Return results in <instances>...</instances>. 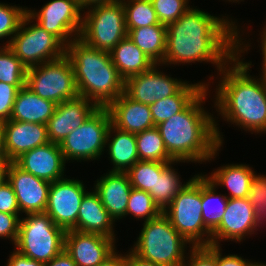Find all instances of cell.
Segmentation results:
<instances>
[{
  "label": "cell",
  "instance_id": "1",
  "mask_svg": "<svg viewBox=\"0 0 266 266\" xmlns=\"http://www.w3.org/2000/svg\"><path fill=\"white\" fill-rule=\"evenodd\" d=\"M231 21V22H230ZM189 8L167 26L163 64L211 62L220 72L237 55L235 21Z\"/></svg>",
  "mask_w": 266,
  "mask_h": 266
},
{
  "label": "cell",
  "instance_id": "2",
  "mask_svg": "<svg viewBox=\"0 0 266 266\" xmlns=\"http://www.w3.org/2000/svg\"><path fill=\"white\" fill-rule=\"evenodd\" d=\"M241 42L237 36V55L230 63L233 67L228 63L219 72L223 76L216 88L215 108L225 121L245 131L266 133V82L251 77L248 70L252 64L239 60L243 49L250 46Z\"/></svg>",
  "mask_w": 266,
  "mask_h": 266
},
{
  "label": "cell",
  "instance_id": "3",
  "mask_svg": "<svg viewBox=\"0 0 266 266\" xmlns=\"http://www.w3.org/2000/svg\"><path fill=\"white\" fill-rule=\"evenodd\" d=\"M206 86L181 112L158 124L168 154L174 160L200 162L211 160L223 143L218 124L202 107Z\"/></svg>",
  "mask_w": 266,
  "mask_h": 266
},
{
  "label": "cell",
  "instance_id": "4",
  "mask_svg": "<svg viewBox=\"0 0 266 266\" xmlns=\"http://www.w3.org/2000/svg\"><path fill=\"white\" fill-rule=\"evenodd\" d=\"M79 96L108 107L124 93L125 80L112 63L110 52L92 48L76 38L66 46Z\"/></svg>",
  "mask_w": 266,
  "mask_h": 266
},
{
  "label": "cell",
  "instance_id": "5",
  "mask_svg": "<svg viewBox=\"0 0 266 266\" xmlns=\"http://www.w3.org/2000/svg\"><path fill=\"white\" fill-rule=\"evenodd\" d=\"M131 251L140 258L163 266H181L186 244H190L161 213L147 222Z\"/></svg>",
  "mask_w": 266,
  "mask_h": 266
},
{
  "label": "cell",
  "instance_id": "6",
  "mask_svg": "<svg viewBox=\"0 0 266 266\" xmlns=\"http://www.w3.org/2000/svg\"><path fill=\"white\" fill-rule=\"evenodd\" d=\"M162 213L192 247L211 245L212 232L202 219L201 175H194Z\"/></svg>",
  "mask_w": 266,
  "mask_h": 266
},
{
  "label": "cell",
  "instance_id": "7",
  "mask_svg": "<svg viewBox=\"0 0 266 266\" xmlns=\"http://www.w3.org/2000/svg\"><path fill=\"white\" fill-rule=\"evenodd\" d=\"M20 219L15 250L41 263H48L64 250L65 230L46 212L27 214Z\"/></svg>",
  "mask_w": 266,
  "mask_h": 266
},
{
  "label": "cell",
  "instance_id": "8",
  "mask_svg": "<svg viewBox=\"0 0 266 266\" xmlns=\"http://www.w3.org/2000/svg\"><path fill=\"white\" fill-rule=\"evenodd\" d=\"M89 7L86 8L89 11L83 14L79 39L92 48L110 52L121 40L127 37L122 0L95 4Z\"/></svg>",
  "mask_w": 266,
  "mask_h": 266
},
{
  "label": "cell",
  "instance_id": "9",
  "mask_svg": "<svg viewBox=\"0 0 266 266\" xmlns=\"http://www.w3.org/2000/svg\"><path fill=\"white\" fill-rule=\"evenodd\" d=\"M32 18L26 14L12 39L8 38V46L17 58L27 67L55 61L62 58L66 46L52 33L47 32L38 23L27 26Z\"/></svg>",
  "mask_w": 266,
  "mask_h": 266
},
{
  "label": "cell",
  "instance_id": "10",
  "mask_svg": "<svg viewBox=\"0 0 266 266\" xmlns=\"http://www.w3.org/2000/svg\"><path fill=\"white\" fill-rule=\"evenodd\" d=\"M26 86L43 99L56 104L79 96L71 60L64 55L27 69Z\"/></svg>",
  "mask_w": 266,
  "mask_h": 266
},
{
  "label": "cell",
  "instance_id": "11",
  "mask_svg": "<svg viewBox=\"0 0 266 266\" xmlns=\"http://www.w3.org/2000/svg\"><path fill=\"white\" fill-rule=\"evenodd\" d=\"M112 124L107 107H98L77 129L73 130L59 146L66 161L95 160L102 155L107 133Z\"/></svg>",
  "mask_w": 266,
  "mask_h": 266
},
{
  "label": "cell",
  "instance_id": "12",
  "mask_svg": "<svg viewBox=\"0 0 266 266\" xmlns=\"http://www.w3.org/2000/svg\"><path fill=\"white\" fill-rule=\"evenodd\" d=\"M81 11L84 10L78 0H52L43 5L39 12L27 10V14L32 22L36 19L42 28L67 46L72 40L79 38L83 19Z\"/></svg>",
  "mask_w": 266,
  "mask_h": 266
},
{
  "label": "cell",
  "instance_id": "13",
  "mask_svg": "<svg viewBox=\"0 0 266 266\" xmlns=\"http://www.w3.org/2000/svg\"><path fill=\"white\" fill-rule=\"evenodd\" d=\"M86 192L83 182L74 178L52 182L45 212L65 231L77 230V216Z\"/></svg>",
  "mask_w": 266,
  "mask_h": 266
},
{
  "label": "cell",
  "instance_id": "14",
  "mask_svg": "<svg viewBox=\"0 0 266 266\" xmlns=\"http://www.w3.org/2000/svg\"><path fill=\"white\" fill-rule=\"evenodd\" d=\"M156 68L157 64L148 71L127 78L124 93L136 102L151 105L176 94L187 83L169 77Z\"/></svg>",
  "mask_w": 266,
  "mask_h": 266
},
{
  "label": "cell",
  "instance_id": "15",
  "mask_svg": "<svg viewBox=\"0 0 266 266\" xmlns=\"http://www.w3.org/2000/svg\"><path fill=\"white\" fill-rule=\"evenodd\" d=\"M7 181L14 190L20 213L45 212L50 182L24 171L15 162L7 165Z\"/></svg>",
  "mask_w": 266,
  "mask_h": 266
},
{
  "label": "cell",
  "instance_id": "16",
  "mask_svg": "<svg viewBox=\"0 0 266 266\" xmlns=\"http://www.w3.org/2000/svg\"><path fill=\"white\" fill-rule=\"evenodd\" d=\"M115 240L96 233L67 230L64 250L77 266H98L116 250Z\"/></svg>",
  "mask_w": 266,
  "mask_h": 266
},
{
  "label": "cell",
  "instance_id": "17",
  "mask_svg": "<svg viewBox=\"0 0 266 266\" xmlns=\"http://www.w3.org/2000/svg\"><path fill=\"white\" fill-rule=\"evenodd\" d=\"M256 229L254 209L248 198H228L221 223L211 233V245L220 246L218 241L222 240L241 242Z\"/></svg>",
  "mask_w": 266,
  "mask_h": 266
},
{
  "label": "cell",
  "instance_id": "18",
  "mask_svg": "<svg viewBox=\"0 0 266 266\" xmlns=\"http://www.w3.org/2000/svg\"><path fill=\"white\" fill-rule=\"evenodd\" d=\"M97 108L98 106L94 102L81 96L57 104L53 116L46 124L49 141L60 144L73 130L81 126Z\"/></svg>",
  "mask_w": 266,
  "mask_h": 266
},
{
  "label": "cell",
  "instance_id": "19",
  "mask_svg": "<svg viewBox=\"0 0 266 266\" xmlns=\"http://www.w3.org/2000/svg\"><path fill=\"white\" fill-rule=\"evenodd\" d=\"M14 162L24 171L50 183L64 178L66 160L57 143L38 146L23 153Z\"/></svg>",
  "mask_w": 266,
  "mask_h": 266
},
{
  "label": "cell",
  "instance_id": "20",
  "mask_svg": "<svg viewBox=\"0 0 266 266\" xmlns=\"http://www.w3.org/2000/svg\"><path fill=\"white\" fill-rule=\"evenodd\" d=\"M4 148L10 162L23 153L49 143L46 124L7 120L2 122Z\"/></svg>",
  "mask_w": 266,
  "mask_h": 266
},
{
  "label": "cell",
  "instance_id": "21",
  "mask_svg": "<svg viewBox=\"0 0 266 266\" xmlns=\"http://www.w3.org/2000/svg\"><path fill=\"white\" fill-rule=\"evenodd\" d=\"M96 182L94 190L110 217L114 222L124 217L132 189L127 173L109 171Z\"/></svg>",
  "mask_w": 266,
  "mask_h": 266
},
{
  "label": "cell",
  "instance_id": "22",
  "mask_svg": "<svg viewBox=\"0 0 266 266\" xmlns=\"http://www.w3.org/2000/svg\"><path fill=\"white\" fill-rule=\"evenodd\" d=\"M107 108L112 124L120 130L137 134L155 127L150 105L136 102L125 93L121 94Z\"/></svg>",
  "mask_w": 266,
  "mask_h": 266
},
{
  "label": "cell",
  "instance_id": "23",
  "mask_svg": "<svg viewBox=\"0 0 266 266\" xmlns=\"http://www.w3.org/2000/svg\"><path fill=\"white\" fill-rule=\"evenodd\" d=\"M93 191H87L83 196L77 216V231L96 233L115 239L113 231L115 222L101 203L98 193Z\"/></svg>",
  "mask_w": 266,
  "mask_h": 266
},
{
  "label": "cell",
  "instance_id": "24",
  "mask_svg": "<svg viewBox=\"0 0 266 266\" xmlns=\"http://www.w3.org/2000/svg\"><path fill=\"white\" fill-rule=\"evenodd\" d=\"M56 105L53 101L39 97L25 85L16 94L10 120L47 124Z\"/></svg>",
  "mask_w": 266,
  "mask_h": 266
},
{
  "label": "cell",
  "instance_id": "25",
  "mask_svg": "<svg viewBox=\"0 0 266 266\" xmlns=\"http://www.w3.org/2000/svg\"><path fill=\"white\" fill-rule=\"evenodd\" d=\"M112 133H115L114 137H111ZM110 138L112 139L109 140ZM107 144L109 158L114 166L110 172H127L139 161L135 134L120 130L111 124L107 133Z\"/></svg>",
  "mask_w": 266,
  "mask_h": 266
},
{
  "label": "cell",
  "instance_id": "26",
  "mask_svg": "<svg viewBox=\"0 0 266 266\" xmlns=\"http://www.w3.org/2000/svg\"><path fill=\"white\" fill-rule=\"evenodd\" d=\"M110 55L112 63L124 80L144 71H148L155 65L128 36L121 40L110 51Z\"/></svg>",
  "mask_w": 266,
  "mask_h": 266
},
{
  "label": "cell",
  "instance_id": "27",
  "mask_svg": "<svg viewBox=\"0 0 266 266\" xmlns=\"http://www.w3.org/2000/svg\"><path fill=\"white\" fill-rule=\"evenodd\" d=\"M249 165H225L212 172L207 178L217 187L224 186L230 190L228 198H248L254 170Z\"/></svg>",
  "mask_w": 266,
  "mask_h": 266
},
{
  "label": "cell",
  "instance_id": "28",
  "mask_svg": "<svg viewBox=\"0 0 266 266\" xmlns=\"http://www.w3.org/2000/svg\"><path fill=\"white\" fill-rule=\"evenodd\" d=\"M166 35L167 27L161 23L147 27L127 29L129 39L158 66L164 61Z\"/></svg>",
  "mask_w": 266,
  "mask_h": 266
},
{
  "label": "cell",
  "instance_id": "29",
  "mask_svg": "<svg viewBox=\"0 0 266 266\" xmlns=\"http://www.w3.org/2000/svg\"><path fill=\"white\" fill-rule=\"evenodd\" d=\"M209 84L188 82L174 95L155 101L150 105L154 125L166 121L176 113L181 112Z\"/></svg>",
  "mask_w": 266,
  "mask_h": 266
},
{
  "label": "cell",
  "instance_id": "30",
  "mask_svg": "<svg viewBox=\"0 0 266 266\" xmlns=\"http://www.w3.org/2000/svg\"><path fill=\"white\" fill-rule=\"evenodd\" d=\"M206 176L201 174L202 219L204 225L213 232L221 223L228 197L216 194V186Z\"/></svg>",
  "mask_w": 266,
  "mask_h": 266
},
{
  "label": "cell",
  "instance_id": "31",
  "mask_svg": "<svg viewBox=\"0 0 266 266\" xmlns=\"http://www.w3.org/2000/svg\"><path fill=\"white\" fill-rule=\"evenodd\" d=\"M176 162L180 163L184 161H172L162 170L161 174H156L155 191L149 193L162 212L188 183L182 184L180 182L179 175H177V172L172 167V164Z\"/></svg>",
  "mask_w": 266,
  "mask_h": 266
},
{
  "label": "cell",
  "instance_id": "32",
  "mask_svg": "<svg viewBox=\"0 0 266 266\" xmlns=\"http://www.w3.org/2000/svg\"><path fill=\"white\" fill-rule=\"evenodd\" d=\"M139 160L154 162L175 161L167 152L158 128L152 127L135 134Z\"/></svg>",
  "mask_w": 266,
  "mask_h": 266
},
{
  "label": "cell",
  "instance_id": "33",
  "mask_svg": "<svg viewBox=\"0 0 266 266\" xmlns=\"http://www.w3.org/2000/svg\"><path fill=\"white\" fill-rule=\"evenodd\" d=\"M169 163L170 162L137 161L126 172L129 176L131 186L148 193L155 191L156 174H161L162 170Z\"/></svg>",
  "mask_w": 266,
  "mask_h": 266
},
{
  "label": "cell",
  "instance_id": "34",
  "mask_svg": "<svg viewBox=\"0 0 266 266\" xmlns=\"http://www.w3.org/2000/svg\"><path fill=\"white\" fill-rule=\"evenodd\" d=\"M122 3L125 10L126 29L160 24L151 0H122Z\"/></svg>",
  "mask_w": 266,
  "mask_h": 266
},
{
  "label": "cell",
  "instance_id": "35",
  "mask_svg": "<svg viewBox=\"0 0 266 266\" xmlns=\"http://www.w3.org/2000/svg\"><path fill=\"white\" fill-rule=\"evenodd\" d=\"M27 67L8 46L0 47V82L14 85L18 90L26 85Z\"/></svg>",
  "mask_w": 266,
  "mask_h": 266
},
{
  "label": "cell",
  "instance_id": "36",
  "mask_svg": "<svg viewBox=\"0 0 266 266\" xmlns=\"http://www.w3.org/2000/svg\"><path fill=\"white\" fill-rule=\"evenodd\" d=\"M161 213L162 211L148 192L132 187L125 216L134 215L137 219L145 218L144 220L147 222L158 217Z\"/></svg>",
  "mask_w": 266,
  "mask_h": 266
},
{
  "label": "cell",
  "instance_id": "37",
  "mask_svg": "<svg viewBox=\"0 0 266 266\" xmlns=\"http://www.w3.org/2000/svg\"><path fill=\"white\" fill-rule=\"evenodd\" d=\"M248 200L254 209L256 226L260 227L266 221V176L254 174Z\"/></svg>",
  "mask_w": 266,
  "mask_h": 266
},
{
  "label": "cell",
  "instance_id": "38",
  "mask_svg": "<svg viewBox=\"0 0 266 266\" xmlns=\"http://www.w3.org/2000/svg\"><path fill=\"white\" fill-rule=\"evenodd\" d=\"M189 0H151L158 20L166 27L177 21L189 8Z\"/></svg>",
  "mask_w": 266,
  "mask_h": 266
},
{
  "label": "cell",
  "instance_id": "39",
  "mask_svg": "<svg viewBox=\"0 0 266 266\" xmlns=\"http://www.w3.org/2000/svg\"><path fill=\"white\" fill-rule=\"evenodd\" d=\"M27 10L28 8L0 3V39L11 35L12 39L27 14Z\"/></svg>",
  "mask_w": 266,
  "mask_h": 266
},
{
  "label": "cell",
  "instance_id": "40",
  "mask_svg": "<svg viewBox=\"0 0 266 266\" xmlns=\"http://www.w3.org/2000/svg\"><path fill=\"white\" fill-rule=\"evenodd\" d=\"M190 260H184L181 266H216V246L190 247Z\"/></svg>",
  "mask_w": 266,
  "mask_h": 266
},
{
  "label": "cell",
  "instance_id": "41",
  "mask_svg": "<svg viewBox=\"0 0 266 266\" xmlns=\"http://www.w3.org/2000/svg\"><path fill=\"white\" fill-rule=\"evenodd\" d=\"M18 89L11 84L0 82V122L10 120Z\"/></svg>",
  "mask_w": 266,
  "mask_h": 266
},
{
  "label": "cell",
  "instance_id": "42",
  "mask_svg": "<svg viewBox=\"0 0 266 266\" xmlns=\"http://www.w3.org/2000/svg\"><path fill=\"white\" fill-rule=\"evenodd\" d=\"M19 215L0 212V237L9 238L14 244L19 230Z\"/></svg>",
  "mask_w": 266,
  "mask_h": 266
},
{
  "label": "cell",
  "instance_id": "43",
  "mask_svg": "<svg viewBox=\"0 0 266 266\" xmlns=\"http://www.w3.org/2000/svg\"><path fill=\"white\" fill-rule=\"evenodd\" d=\"M0 212L20 214L16 195L7 180L0 186Z\"/></svg>",
  "mask_w": 266,
  "mask_h": 266
},
{
  "label": "cell",
  "instance_id": "44",
  "mask_svg": "<svg viewBox=\"0 0 266 266\" xmlns=\"http://www.w3.org/2000/svg\"><path fill=\"white\" fill-rule=\"evenodd\" d=\"M221 247L216 246V266H253L255 262L246 261L238 255H225L222 256Z\"/></svg>",
  "mask_w": 266,
  "mask_h": 266
},
{
  "label": "cell",
  "instance_id": "45",
  "mask_svg": "<svg viewBox=\"0 0 266 266\" xmlns=\"http://www.w3.org/2000/svg\"><path fill=\"white\" fill-rule=\"evenodd\" d=\"M7 266H44V263L24 256L15 250L9 257Z\"/></svg>",
  "mask_w": 266,
  "mask_h": 266
},
{
  "label": "cell",
  "instance_id": "46",
  "mask_svg": "<svg viewBox=\"0 0 266 266\" xmlns=\"http://www.w3.org/2000/svg\"><path fill=\"white\" fill-rule=\"evenodd\" d=\"M44 266H77L69 254L63 250L56 257L51 259L48 263H45Z\"/></svg>",
  "mask_w": 266,
  "mask_h": 266
},
{
  "label": "cell",
  "instance_id": "47",
  "mask_svg": "<svg viewBox=\"0 0 266 266\" xmlns=\"http://www.w3.org/2000/svg\"><path fill=\"white\" fill-rule=\"evenodd\" d=\"M126 266H163L151 261L144 260L134 254L132 251L126 254Z\"/></svg>",
  "mask_w": 266,
  "mask_h": 266
},
{
  "label": "cell",
  "instance_id": "48",
  "mask_svg": "<svg viewBox=\"0 0 266 266\" xmlns=\"http://www.w3.org/2000/svg\"><path fill=\"white\" fill-rule=\"evenodd\" d=\"M98 266H126V255H120L114 251Z\"/></svg>",
  "mask_w": 266,
  "mask_h": 266
},
{
  "label": "cell",
  "instance_id": "49",
  "mask_svg": "<svg viewBox=\"0 0 266 266\" xmlns=\"http://www.w3.org/2000/svg\"><path fill=\"white\" fill-rule=\"evenodd\" d=\"M10 163L4 148V133L0 122V166H7Z\"/></svg>",
  "mask_w": 266,
  "mask_h": 266
},
{
  "label": "cell",
  "instance_id": "50",
  "mask_svg": "<svg viewBox=\"0 0 266 266\" xmlns=\"http://www.w3.org/2000/svg\"><path fill=\"white\" fill-rule=\"evenodd\" d=\"M265 30L262 31V35H261V41H262V45H261V50H262V55H263V70L262 71V75H261V79H263L266 82V27L264 28Z\"/></svg>",
  "mask_w": 266,
  "mask_h": 266
},
{
  "label": "cell",
  "instance_id": "51",
  "mask_svg": "<svg viewBox=\"0 0 266 266\" xmlns=\"http://www.w3.org/2000/svg\"><path fill=\"white\" fill-rule=\"evenodd\" d=\"M116 0H78L81 7L85 10V8L95 5V4H101L106 2H113Z\"/></svg>",
  "mask_w": 266,
  "mask_h": 266
},
{
  "label": "cell",
  "instance_id": "52",
  "mask_svg": "<svg viewBox=\"0 0 266 266\" xmlns=\"http://www.w3.org/2000/svg\"><path fill=\"white\" fill-rule=\"evenodd\" d=\"M7 180V166H0V186Z\"/></svg>",
  "mask_w": 266,
  "mask_h": 266
},
{
  "label": "cell",
  "instance_id": "53",
  "mask_svg": "<svg viewBox=\"0 0 266 266\" xmlns=\"http://www.w3.org/2000/svg\"><path fill=\"white\" fill-rule=\"evenodd\" d=\"M253 266H266V264H263V263H258V262H255V264Z\"/></svg>",
  "mask_w": 266,
  "mask_h": 266
},
{
  "label": "cell",
  "instance_id": "54",
  "mask_svg": "<svg viewBox=\"0 0 266 266\" xmlns=\"http://www.w3.org/2000/svg\"><path fill=\"white\" fill-rule=\"evenodd\" d=\"M228 1H231V2H232V1H233V2L235 1V2H236V1H237V2H239V1H243V0H228Z\"/></svg>",
  "mask_w": 266,
  "mask_h": 266
}]
</instances>
